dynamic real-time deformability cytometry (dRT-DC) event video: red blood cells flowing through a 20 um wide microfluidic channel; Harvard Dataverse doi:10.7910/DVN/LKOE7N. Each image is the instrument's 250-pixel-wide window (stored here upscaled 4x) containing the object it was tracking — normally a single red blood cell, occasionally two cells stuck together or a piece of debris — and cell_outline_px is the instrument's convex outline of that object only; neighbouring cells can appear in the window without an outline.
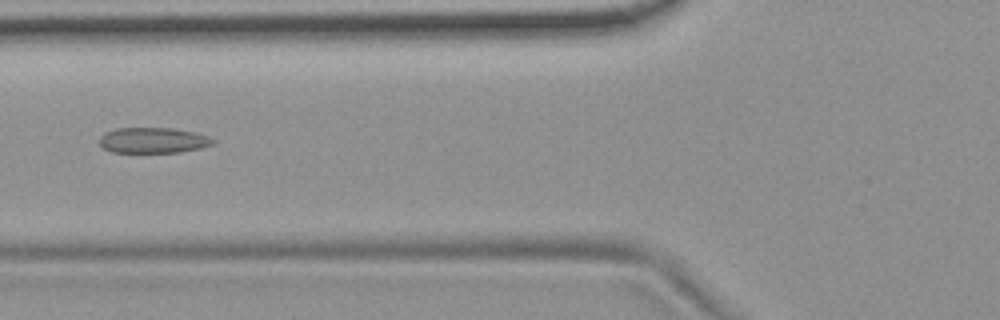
{"species": "common noctule bat (a hibernating species)", "species_latin": "Nyctalus noctula", "temperature_condition": "room temperature", "stored_images_in_passage": 37, "camera_frame_rate_fps": 3000, "um_per_image_px": 0.085, "animal": {"sex": "female", "body_mass_g": 19.9}, "frame": {"image": 1, "passage_image": 4, "time_ms": 1.0, "image_size_px": [1000, 320], "cell_outline_px": [[216, 140], [212, 144], [200, 148], [180, 152], [112, 152], [104, 148], [100, 144], [100, 136], [104, 132], [116, 128], [172, 128], [196, 132], [208, 136]], "centroid_in_image_um": [13.02, 11.92], "position_along_channel_um": 112.8, "area_um2": 16.94}}
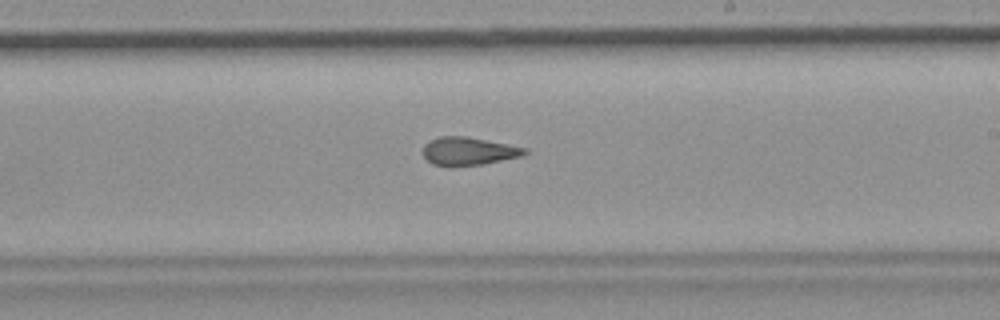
{"frame": {"image": 2, "passage_image": 15, "time_ms": 4.667, "image_size_px": [1000, 320], "cell_outline_px": [[528, 152], [520, 156], [484, 164], [452, 168], [448, 168], [432, 164], [420, 152], [424, 144], [428, 140], [440, 136], [468, 136], [528, 148]], "centroid_in_image_um": [39.76, 12.86], "position_along_channel_um": 249.2, "area_um2": 17.22}}
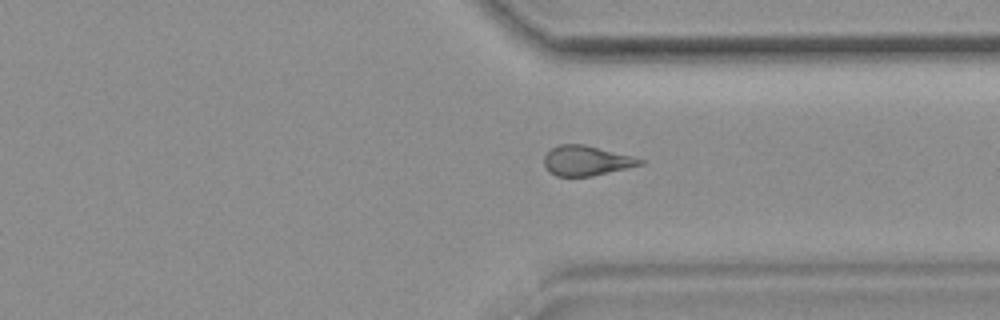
{"frame": {"image": 3, "passage_image": 24, "time_ms": 7.667, "image_size_px": [1000, 320], "cell_outline_px": [[648, 160], [644, 164], [592, 176], [556, 176], [548, 172], [544, 164], [544, 156], [552, 148], [560, 144], [584, 144]], "centroid_in_image_um": [49.86, 13.66], "position_along_channel_um": 361.5, "area_um2": 16.76}}